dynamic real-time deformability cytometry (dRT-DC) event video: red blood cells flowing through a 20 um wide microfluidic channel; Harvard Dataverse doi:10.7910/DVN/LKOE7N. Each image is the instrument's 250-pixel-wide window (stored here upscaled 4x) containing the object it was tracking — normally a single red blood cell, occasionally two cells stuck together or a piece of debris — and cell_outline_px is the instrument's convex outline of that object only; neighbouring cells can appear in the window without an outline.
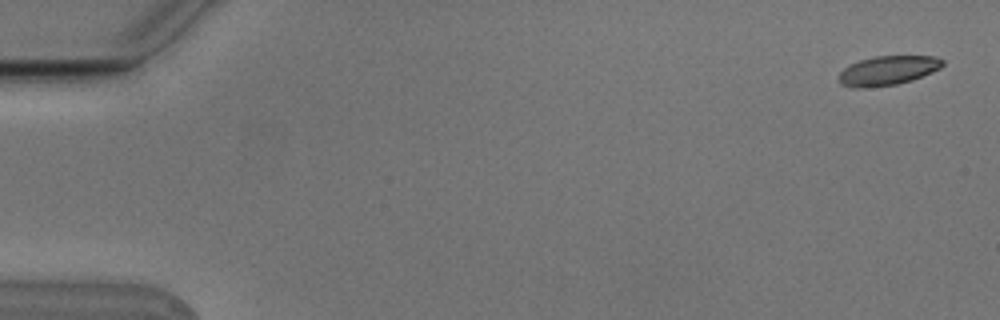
{"species": "Egyptian fruit bat (a non-hibernating species)", "species_latin": "Rousettus aegyptiacus", "temperature_condition": "cold", "stored_images_in_passage": 3, "camera_frame_rate_fps": 3000, "um_per_image_px": 0.085, "animal": {"sex": "male"}, "frame": {"image": 1, "passage_image": 1, "time_ms": 0.0, "image_size_px": [1000, 320], "cell_outline_px": [[944, 64], [940, 68], [932, 72], [912, 80], [896, 84], [864, 88], [852, 88], [840, 84], [836, 80], [840, 72], [848, 64], [860, 60], [876, 56], [936, 56], [944, 60]], "centroid_in_image_um": [75.42, 6.0], "position_along_channel_um": 9.6, "area_um2": 17.92}}